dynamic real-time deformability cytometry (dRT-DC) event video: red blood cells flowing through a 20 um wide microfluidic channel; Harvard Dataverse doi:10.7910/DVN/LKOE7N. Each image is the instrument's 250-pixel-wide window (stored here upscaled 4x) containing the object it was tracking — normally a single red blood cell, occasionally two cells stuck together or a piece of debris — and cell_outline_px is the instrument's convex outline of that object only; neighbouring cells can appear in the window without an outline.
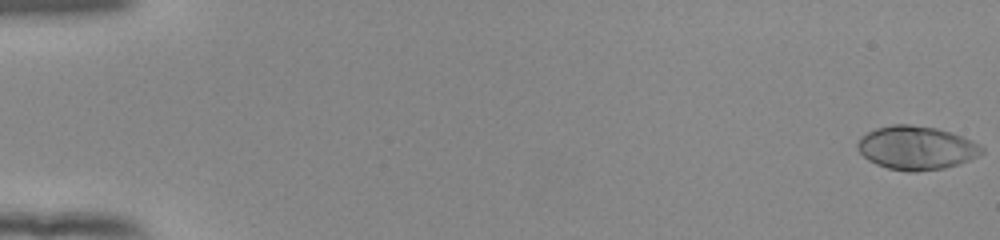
{"species": "human", "species_latin": "Homo sapiens", "temperature_condition": "room temperature", "stored_images_in_passage": 54, "camera_frame_rate_fps": 3000, "um_per_image_px": 0.085, "donor": {"sex": "female"}, "frame": {"image": 1, "passage_image": 1, "time_ms": 0.0, "image_size_px": [1000, 240], "cell_outline_px": [[984, 152], [968, 160], [944, 168], [916, 172], [908, 172], [888, 168], [876, 164], [868, 160], [856, 148], [856, 144], [860, 136], [876, 128], [892, 124], [908, 124], [936, 128], [972, 140], [980, 144], [984, 148]], "centroid_in_image_um": [77.85, 12.57], "position_along_channel_um": 7.1, "area_um2": 31.5}}
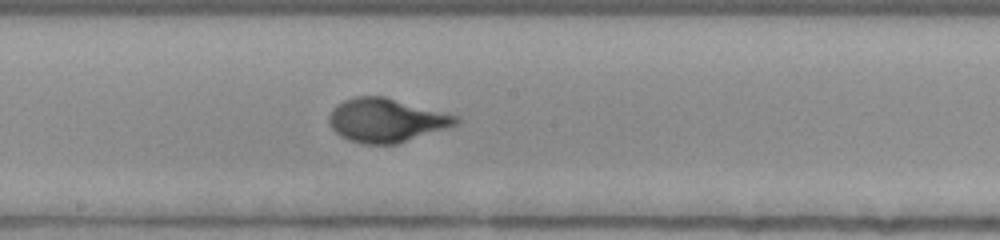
{"frame": {"image": 2, "passage_image": 31, "time_ms": 10.0, "image_size_px": [1000, 240], "cell_outline_px": [[460, 120], [456, 124], [448, 128], [396, 144], [360, 144], [348, 140], [340, 136], [328, 124], [328, 116], [332, 108], [336, 104], [344, 100], [356, 96], [384, 96], [460, 116]], "centroid_in_image_um": [32.81, 10.22], "position_along_channel_um": 215.4, "area_um2": 32.6}}
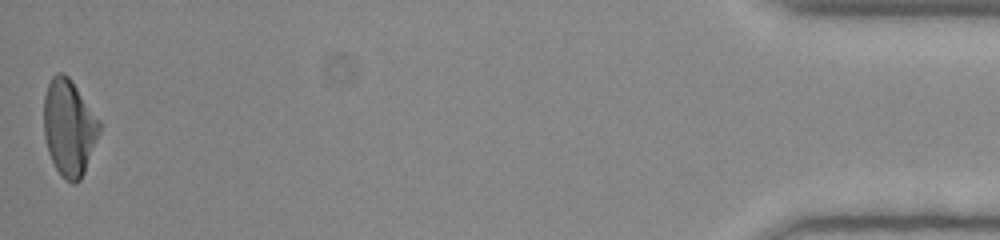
{"frame": {"image": 3, "passage_image": 54, "time_ms": 17.667, "image_size_px": [1000, 240], "cell_outline_px": [[100, 132], [84, 172], [80, 180], [76, 184], [72, 184], [64, 180], [56, 168], [48, 152], [44, 136], [44, 96], [48, 84], [52, 76], [56, 72], [64, 72], [72, 80], [100, 120]], "centroid_in_image_um": [5.87, 10.84], "position_along_channel_um": 429.3, "area_um2": 31.39}, "authors_computed_cell_mechanics": {"area_um2": 30.7496, "velocity_mm_per_s": 3.9143, "shape_relaxation_time_tau1_ms": 3.0349, "shape_relaxation_time_tau2_ms": null, "deformation_change_tau1": 0.2056, "deformation_change_tau2": null}}